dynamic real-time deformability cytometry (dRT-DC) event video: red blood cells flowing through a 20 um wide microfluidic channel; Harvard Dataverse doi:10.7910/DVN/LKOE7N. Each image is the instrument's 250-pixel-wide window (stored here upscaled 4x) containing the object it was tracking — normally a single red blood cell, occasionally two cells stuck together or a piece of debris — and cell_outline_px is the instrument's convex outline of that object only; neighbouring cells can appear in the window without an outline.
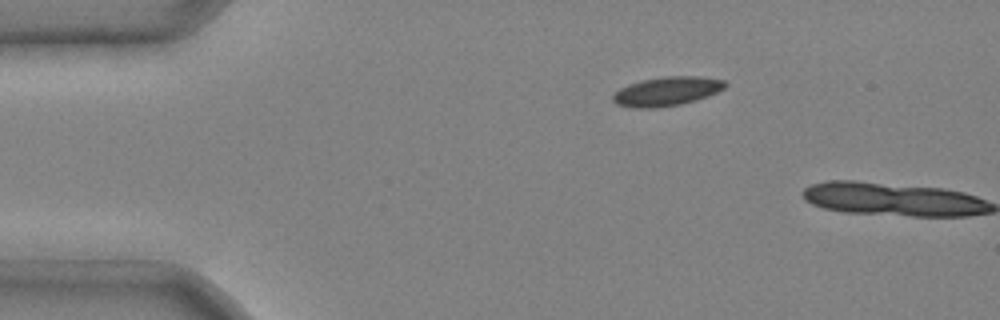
{"species": "common noctule bat (a hibernating species)", "species_latin": "Nyctalus noctula", "temperature_condition": "cold", "stored_images_in_passage": 2, "camera_frame_rate_fps": 3000, "um_per_image_px": 0.085, "animal": {"sex": "male", "body_mass_g": 20.4}, "frame": {"image": 1, "passage_image": 1, "time_ms": 0.0, "image_size_px": [1000, 320], "cell_outline_px": [[728, 84], [724, 88], [708, 96], [696, 100], [680, 104], [656, 108], [636, 108], [616, 104], [612, 100], [612, 96], [620, 88], [628, 84], [644, 80], [664, 76], [700, 76], [724, 80]], "centroid_in_image_um": [56.68, 7.76], "position_along_channel_um": 28.3, "area_um2": 18.96}}